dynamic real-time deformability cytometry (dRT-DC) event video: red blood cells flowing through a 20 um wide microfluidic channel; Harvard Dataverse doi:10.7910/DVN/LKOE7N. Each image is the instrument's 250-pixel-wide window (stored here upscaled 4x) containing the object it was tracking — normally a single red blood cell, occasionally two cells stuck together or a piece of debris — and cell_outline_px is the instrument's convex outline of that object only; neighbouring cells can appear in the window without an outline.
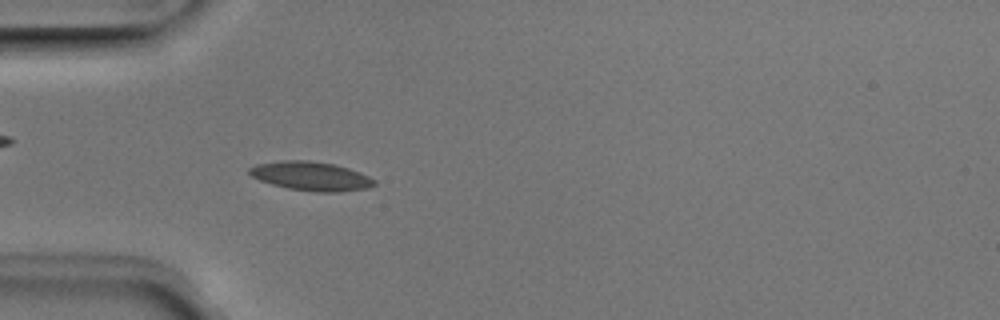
{"species": "Egyptian fruit bat (a non-hibernating species)", "species_latin": "Rousettus aegyptiacus", "temperature_condition": "room temperature", "stored_images_in_passage": 51, "camera_frame_rate_fps": 3000, "um_per_image_px": 0.085, "animal": {"sex": "male"}, "frame": {"image": 1, "passage_image": 15, "time_ms": 4.667, "image_size_px": [1000, 320], "cell_outline_px": [[376, 184], [368, 188], [340, 192], [316, 192], [288, 188], [272, 184], [260, 180], [252, 176], [248, 172], [248, 168], [256, 164], [284, 160], [308, 160], [332, 164], [348, 168], [368, 176], [376, 180]], "centroid_in_image_um": [26.43, 14.97], "position_along_channel_um": 58.6, "area_um2": 20.98}}
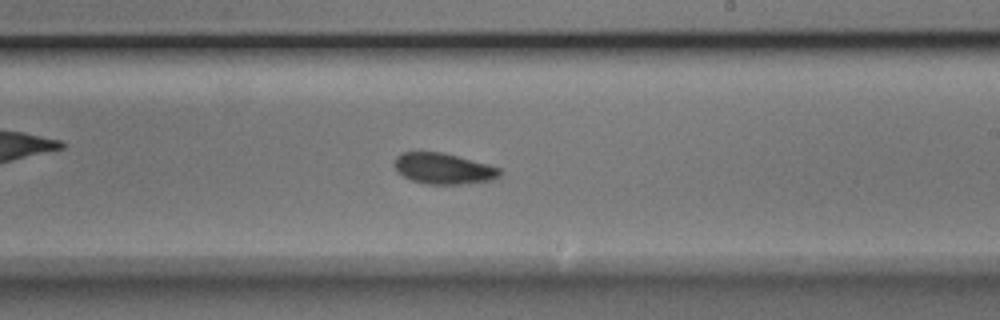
{"frame": {"image": 2, "passage_image": 30, "time_ms": 9.667, "image_size_px": [1000, 320], "cell_outline_px": [[500, 176], [492, 180], [460, 184], [428, 184], [412, 180], [404, 176], [392, 164], [396, 156], [400, 152], [444, 152], [500, 168]], "centroid_in_image_um": [37.67, 14.32], "position_along_channel_um": 251.3, "area_um2": 18.84}}
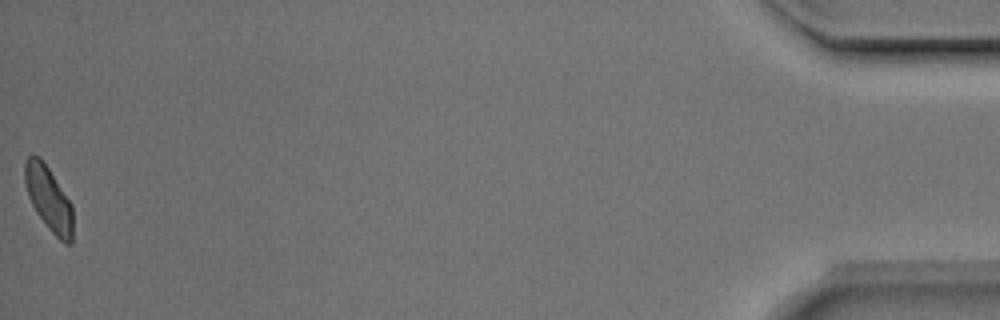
{"frame": {"image": 3, "passage_image": 51, "time_ms": 16.667, "image_size_px": [1000, 320], "cell_outline_px": [[72, 244], [64, 244], [48, 228], [36, 212], [28, 196], [24, 180], [24, 164], [28, 156], [40, 156], [72, 204]], "centroid_in_image_um": [4.13, 16.9], "position_along_channel_um": 431.1, "area_um2": 17.92}, "authors_computed_cell_mechanics": {"area_um2": 18.9006, "velocity_mm_per_s": 3.9461, "shape_relaxation_time_tau1_ms": 7.8573, "shape_relaxation_time_tau2_ms": 3.9447, "deformation_change_tau1": 0.1502, "deformation_change_tau2": 0.0753}}